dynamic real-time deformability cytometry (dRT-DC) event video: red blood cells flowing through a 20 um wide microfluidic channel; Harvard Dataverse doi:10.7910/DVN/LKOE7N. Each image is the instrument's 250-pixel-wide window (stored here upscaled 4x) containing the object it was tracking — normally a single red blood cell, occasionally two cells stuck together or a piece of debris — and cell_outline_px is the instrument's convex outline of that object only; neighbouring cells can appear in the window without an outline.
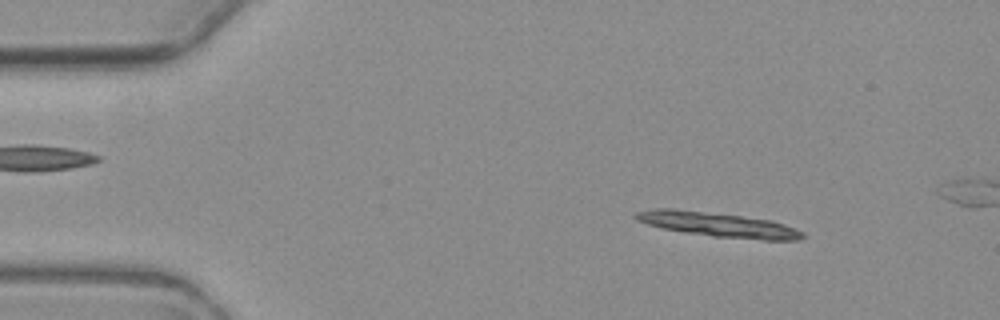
{"species": "common noctule bat (a hibernating species)", "species_latin": "Nyctalus noctula", "temperature_condition": "warm", "stored_images_in_passage": 4, "camera_frame_rate_fps": 3000, "um_per_image_px": 0.085, "animal": {"sex": "female", "body_mass_g": 19.3, "forearm_length_mm": 54.1}, "frame": {"image": 1, "passage_image": 1, "time_ms": 0.0, "image_size_px": [1000, 320], "cell_outline_px": [[808, 236], [800, 240], [764, 240], [712, 236], [664, 228], [648, 224], [636, 220], [632, 216], [636, 212], [652, 208], [672, 208], [740, 216], [772, 220], [784, 224], [804, 232]], "centroid_in_image_um": [61.08, 19.09], "position_along_channel_um": 23.9, "area_um2": 23.7}}